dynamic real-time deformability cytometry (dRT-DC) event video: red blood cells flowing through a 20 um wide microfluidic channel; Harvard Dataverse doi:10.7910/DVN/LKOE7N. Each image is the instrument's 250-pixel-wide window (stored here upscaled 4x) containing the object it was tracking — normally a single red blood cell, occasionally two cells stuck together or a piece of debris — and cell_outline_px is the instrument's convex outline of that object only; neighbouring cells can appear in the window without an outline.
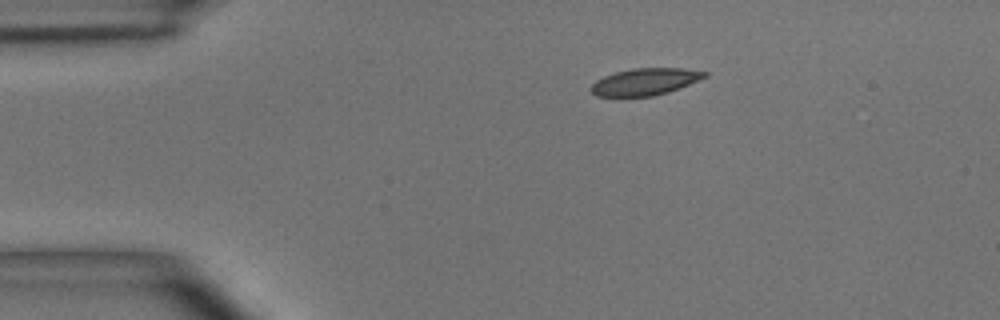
{"species": "common noctule bat (a hibernating species)", "species_latin": "Nyctalus noctula", "temperature_condition": "room temperature", "stored_images_in_passage": 7, "camera_frame_rate_fps": 3000, "um_per_image_px": 0.085, "animal": {"sex": "male", "body_mass_g": 15.6}, "frame": {"image": 1, "passage_image": 1, "time_ms": 0.0, "image_size_px": [1000, 320], "cell_outline_px": [[708, 76], [668, 92], [652, 96], [596, 96], [588, 88], [596, 80], [604, 76], [616, 72], [632, 68], [684, 68], [708, 72]], "centroid_in_image_um": [54.81, 6.94], "position_along_channel_um": 30.2, "area_um2": 17.74}}
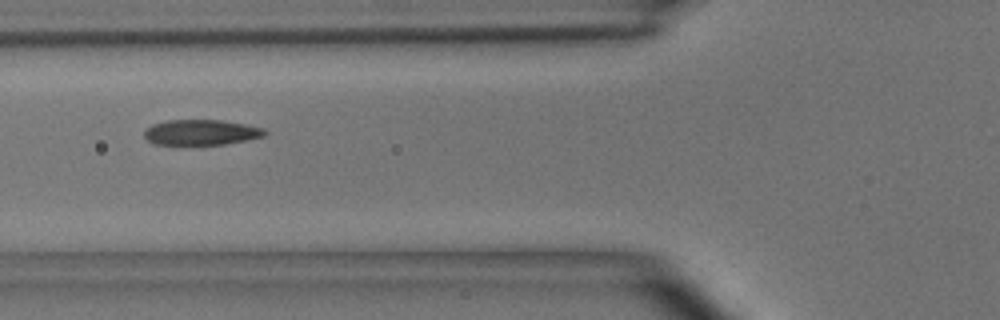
{"frame": {"image": 2, "passage_image": 4, "time_ms": 3.333, "image_size_px": [1000, 320], "cell_outline_px": [[268, 132], [264, 136], [248, 140], [224, 144], [152, 144], [144, 136], [144, 132], [152, 124], [168, 120], [220, 120], [244, 124], [264, 128]], "centroid_in_image_um": [17.11, 11.25], "position_along_channel_um": 108.7, "area_um2": 17.74}}